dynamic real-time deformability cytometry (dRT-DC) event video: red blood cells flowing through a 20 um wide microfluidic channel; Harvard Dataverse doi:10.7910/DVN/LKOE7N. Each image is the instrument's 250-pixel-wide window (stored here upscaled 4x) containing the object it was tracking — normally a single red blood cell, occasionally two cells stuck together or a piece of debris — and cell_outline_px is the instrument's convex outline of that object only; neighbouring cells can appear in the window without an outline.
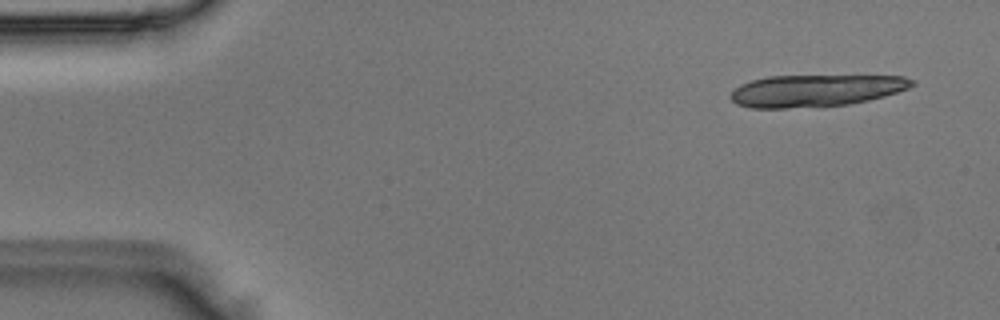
{"species": "Egyptian fruit bat (a non-hibernating species)", "species_latin": "Rousettus aegyptiacus", "temperature_condition": "room temperature", "stored_images_in_passage": 5, "camera_frame_rate_fps": 3000, "um_per_image_px": 0.085, "animal": {"sex": "male"}, "frame": {"image": 1, "passage_image": 1, "time_ms": 0.0, "image_size_px": [1000, 320], "cell_outline_px": [[916, 84], [908, 88], [884, 96], [868, 100], [848, 104], [784, 108], [752, 108], [736, 104], [728, 96], [740, 84], [752, 80], [768, 76], [904, 76], [916, 80]], "centroid_in_image_um": [69.33, 7.69], "position_along_channel_um": 15.7, "area_um2": 33.64}}